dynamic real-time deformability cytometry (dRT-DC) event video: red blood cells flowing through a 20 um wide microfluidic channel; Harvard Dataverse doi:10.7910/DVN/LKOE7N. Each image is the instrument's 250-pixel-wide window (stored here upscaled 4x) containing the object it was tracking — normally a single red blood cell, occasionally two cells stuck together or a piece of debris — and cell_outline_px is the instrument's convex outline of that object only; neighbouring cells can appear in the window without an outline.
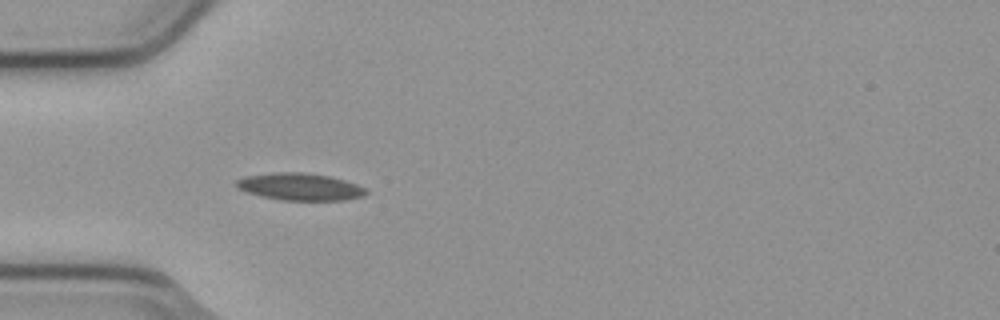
{"species": "common noctule bat (a hibernating species)", "species_latin": "Nyctalus noctula", "temperature_condition": "cold", "stored_images_in_passage": 2, "camera_frame_rate_fps": 3000, "um_per_image_px": 0.085, "animal": {"sex": "male", "body_mass_g": 23.1, "forearm_length_mm": 52.7}, "frame": {"image": 1, "passage_image": 2, "time_ms": 0.333, "image_size_px": [1000, 320], "cell_outline_px": [[368, 192], [364, 196], [344, 200], [280, 200], [260, 196], [248, 192], [240, 188], [236, 184], [236, 180], [244, 176], [272, 172], [304, 172], [328, 176], [344, 180], [356, 184], [364, 188]], "centroid_in_image_um": [25.49, 15.87], "position_along_channel_um": 59.5, "area_um2": 20.46}}